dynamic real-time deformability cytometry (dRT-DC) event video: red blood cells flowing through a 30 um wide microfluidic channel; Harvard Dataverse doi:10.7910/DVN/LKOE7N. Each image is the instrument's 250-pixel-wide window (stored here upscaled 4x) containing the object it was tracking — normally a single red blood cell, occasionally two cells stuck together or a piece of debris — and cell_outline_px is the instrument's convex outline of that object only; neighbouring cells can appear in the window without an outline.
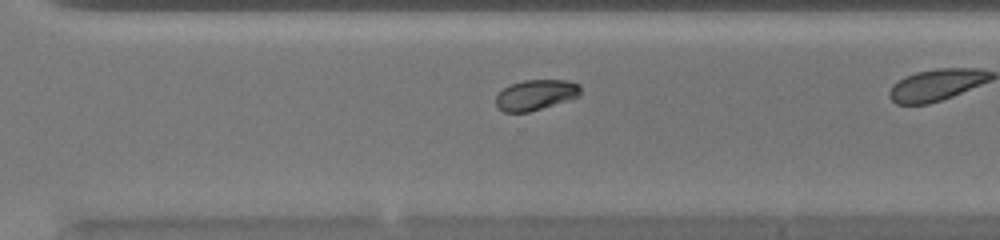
{"species": "common noctule bat (a hibernating species)", "species_latin": "Nyctalus noctula", "temperature_condition": "warm", "stored_images_in_passage": 29, "camera_frame_rate_fps": 3000, "um_per_image_px": 0.085, "animal": {"sex": "female", "body_mass_g": 20.0, "forearm_length_mm": 54.0}, "frame": {"image": 1, "passage_image": 25, "time_ms": 8.0, "image_size_px": [1000, 240], "cell_outline_px": [[580, 96], [568, 100], [528, 112], [504, 112], [496, 108], [496, 96], [504, 88], [512, 84], [524, 80], [568, 80], [580, 84]], "centroid_in_image_um": [45.54, 8.06], "position_along_channel_um": 325.1, "area_um2": 14.97}}